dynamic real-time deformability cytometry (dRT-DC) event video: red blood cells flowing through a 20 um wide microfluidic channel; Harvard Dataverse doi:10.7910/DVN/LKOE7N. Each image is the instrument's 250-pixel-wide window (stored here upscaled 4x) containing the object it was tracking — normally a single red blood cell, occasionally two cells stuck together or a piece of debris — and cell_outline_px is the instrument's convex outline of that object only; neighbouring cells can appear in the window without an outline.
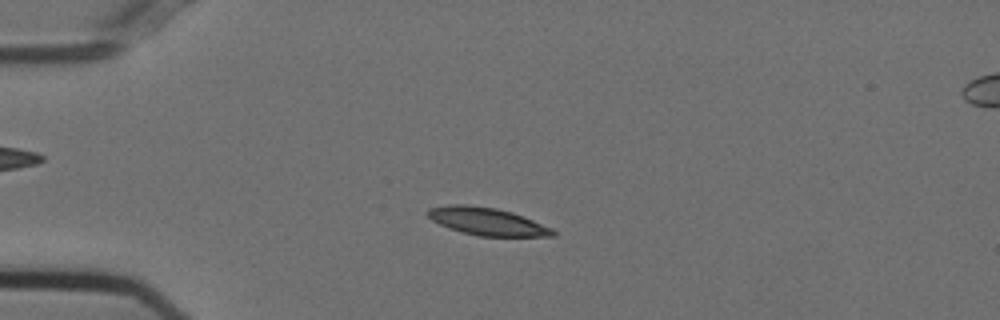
{"species": "Egyptian fruit bat (a non-hibernating species)", "species_latin": "Rousettus aegyptiacus", "temperature_condition": "cold", "stored_images_in_passage": 54, "camera_frame_rate_fps": 3000, "um_per_image_px": 0.085, "animal": {"sex": "female"}, "frame": {"image": 1, "passage_image": 13, "time_ms": 4.0, "image_size_px": [1000, 320], "cell_outline_px": [[556, 236], [480, 236], [460, 232], [448, 228], [432, 220], [424, 212], [428, 208], [448, 204], [464, 204], [496, 208], [512, 212], [524, 216], [552, 228], [556, 232]], "centroid_in_image_um": [41.37, 18.81], "position_along_channel_um": 43.6, "area_um2": 20.29}}
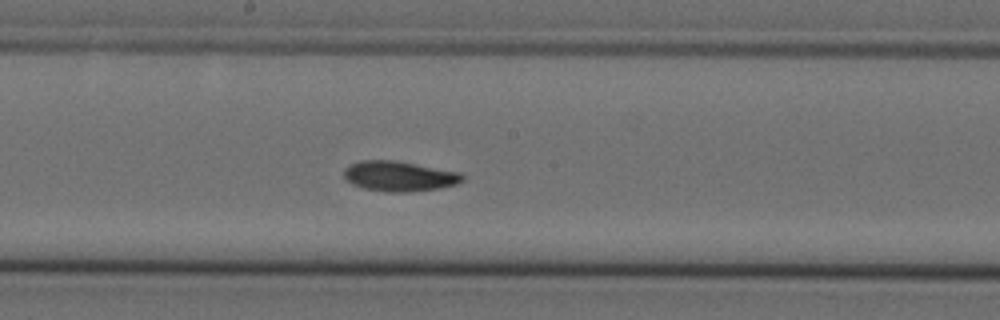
{"frame": {"image": 2, "passage_image": 29, "time_ms": 9.333, "image_size_px": [1000, 320], "cell_outline_px": [[464, 180], [456, 184], [440, 188], [408, 192], [388, 192], [364, 188], [352, 184], [344, 180], [344, 168], [348, 164], [360, 160], [396, 160], [460, 172], [464, 176]], "centroid_in_image_um": [33.9, 14.97], "position_along_channel_um": 214.3, "area_um2": 21.04}}
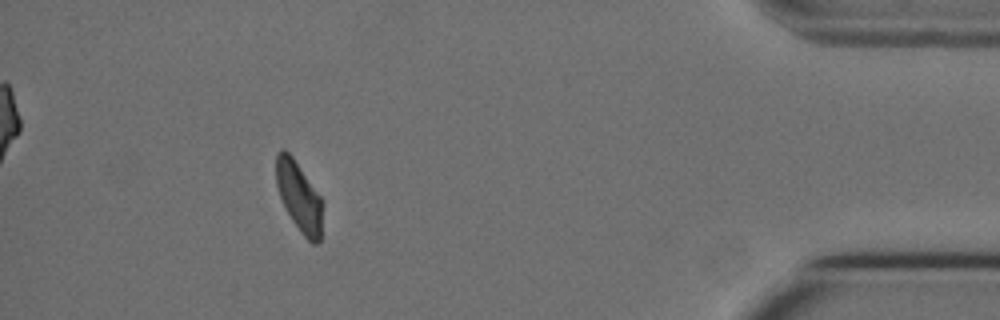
{"frame": {"image": 3, "passage_image": 49, "time_ms": 16.0, "image_size_px": [1000, 320], "cell_outline_px": [[324, 204], [320, 240], [316, 244], [312, 244], [300, 232], [292, 220], [280, 196], [276, 184], [276, 152], [280, 148], [284, 148], [292, 156], [324, 200]], "centroid_in_image_um": [25.45, 16.71], "position_along_channel_um": 409.8, "area_um2": 19.13}, "authors_computed_cell_mechanics": {"area_um2": 19.9988, "velocity_mm_per_s": 3.7, "shape_relaxation_time_tau1_ms": 5.6205, "shape_relaxation_time_tau2_ms": 3.6858, "deformation_change_tau1": 0.1505, "deformation_change_tau2": 0.0851}}